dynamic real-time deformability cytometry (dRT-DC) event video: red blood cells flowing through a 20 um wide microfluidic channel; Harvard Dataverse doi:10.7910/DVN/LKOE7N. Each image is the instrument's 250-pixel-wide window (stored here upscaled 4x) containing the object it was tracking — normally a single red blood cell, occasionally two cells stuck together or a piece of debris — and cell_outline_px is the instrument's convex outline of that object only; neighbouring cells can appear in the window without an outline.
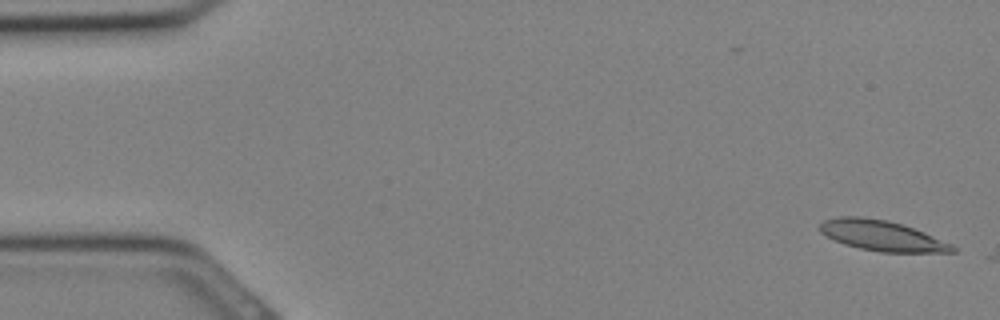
{"species": "Egyptian fruit bat (a non-hibernating species)", "species_latin": "Rousettus aegyptiacus", "temperature_condition": "cold", "stored_images_in_passage": 6, "camera_frame_rate_fps": 3000, "um_per_image_px": 0.085, "animal": {"sex": "female"}, "frame": {"image": 1, "passage_image": 1, "time_ms": 0.0, "image_size_px": [1000, 320], "cell_outline_px": [[956, 252], [880, 252], [860, 248], [844, 244], [820, 232], [820, 224], [824, 220], [840, 216], [860, 216], [888, 220], [924, 232], [952, 244], [956, 248]], "centroid_in_image_um": [74.96, 20.03], "position_along_channel_um": 10.0, "area_um2": 23.24}}